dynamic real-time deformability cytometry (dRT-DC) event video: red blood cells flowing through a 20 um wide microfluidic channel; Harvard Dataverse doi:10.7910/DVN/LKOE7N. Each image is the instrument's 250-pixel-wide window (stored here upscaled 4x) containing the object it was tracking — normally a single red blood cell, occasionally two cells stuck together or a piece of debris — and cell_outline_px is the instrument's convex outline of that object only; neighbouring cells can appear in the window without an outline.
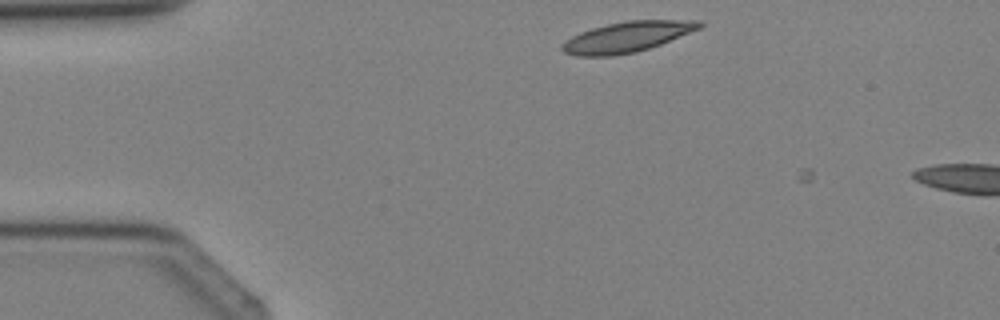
{"species": "Egyptian fruit bat (a non-hibernating species)", "species_latin": "Rousettus aegyptiacus", "temperature_condition": "cold", "stored_images_in_passage": 2, "camera_frame_rate_fps": 3000, "um_per_image_px": 0.085, "animal": {"sex": "female"}, "frame": {"image": 1, "passage_image": 1, "time_ms": 0.0, "image_size_px": [1000, 320], "cell_outline_px": [[704, 24], [700, 28], [660, 44], [636, 52], [612, 56], [576, 56], [564, 52], [560, 48], [560, 44], [564, 40], [580, 32], [592, 28], [624, 20], [700, 20]], "centroid_in_image_um": [53.25, 3.14], "position_along_channel_um": 31.7, "area_um2": 24.39}}